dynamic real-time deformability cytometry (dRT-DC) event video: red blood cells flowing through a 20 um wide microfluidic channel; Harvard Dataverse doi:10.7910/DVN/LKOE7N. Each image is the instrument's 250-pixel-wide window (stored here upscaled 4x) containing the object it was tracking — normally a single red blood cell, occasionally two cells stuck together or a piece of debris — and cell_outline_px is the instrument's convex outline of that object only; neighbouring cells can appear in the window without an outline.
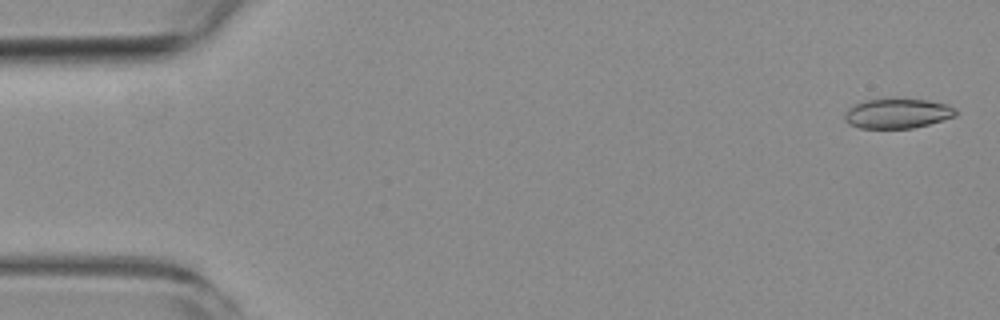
{"species": "common noctule bat (a hibernating species)", "species_latin": "Nyctalus noctula", "temperature_condition": "room temperature", "stored_images_in_passage": 5, "camera_frame_rate_fps": 3000, "um_per_image_px": 0.085, "animal": {"sex": "female", "body_mass_g": 19.3, "forearm_length_mm": 54.1}, "frame": {"image": 1, "passage_image": 1, "time_ms": 0.0, "image_size_px": [1000, 320], "cell_outline_px": [[960, 112], [956, 116], [928, 124], [912, 128], [860, 128], [848, 124], [844, 120], [844, 112], [852, 104], [864, 100], [928, 100], [948, 104], [956, 108]], "centroid_in_image_um": [76.28, 9.65], "position_along_channel_um": 8.7, "area_um2": 19.31}}
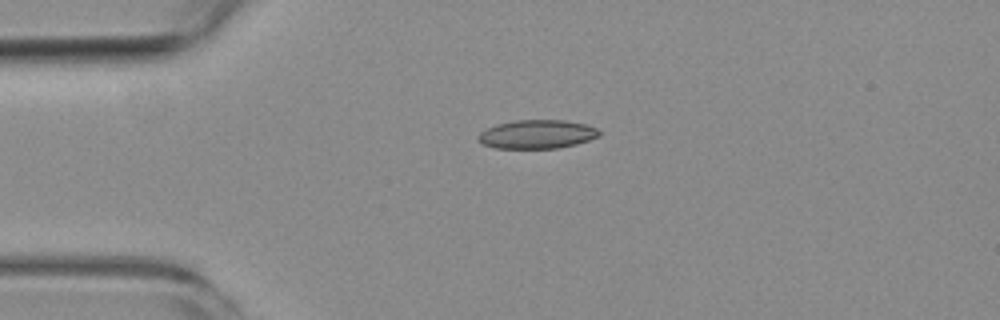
{"frame": {"image": 2, "passage_image": 4, "time_ms": 3.667, "image_size_px": [1000, 320], "cell_outline_px": [[600, 136], [576, 144], [556, 148], [496, 148], [484, 144], [476, 140], [476, 136], [480, 132], [496, 124], [516, 120], [564, 120], [588, 124], [596, 128], [600, 132]], "centroid_in_image_um": [45.64, 11.4], "position_along_channel_um": 39.4, "area_um2": 20.29}}